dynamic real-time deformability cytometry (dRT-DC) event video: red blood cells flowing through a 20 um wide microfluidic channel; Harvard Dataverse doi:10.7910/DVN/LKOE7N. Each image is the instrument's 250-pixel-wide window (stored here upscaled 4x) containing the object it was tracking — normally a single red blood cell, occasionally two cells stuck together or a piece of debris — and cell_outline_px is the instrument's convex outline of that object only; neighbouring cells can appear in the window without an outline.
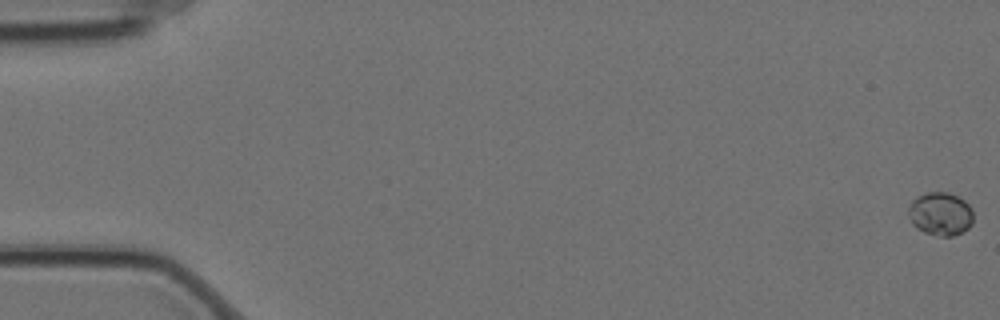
{"species": "Egyptian fruit bat (a non-hibernating species)", "species_latin": "Rousettus aegyptiacus", "temperature_condition": "cold", "stored_images_in_passage": 5, "camera_frame_rate_fps": 3000, "um_per_image_px": 0.085, "animal": {"sex": "female"}, "frame": {"image": 1, "passage_image": 1, "time_ms": 0.0, "image_size_px": [1000, 320], "cell_outline_px": [[972, 224], [968, 228], [952, 236], [940, 236], [924, 232], [916, 228], [912, 224], [908, 216], [908, 208], [912, 200], [916, 196], [928, 192], [948, 192], [964, 200], [968, 204], [972, 212]], "centroid_in_image_um": [79.9, 18.17], "position_along_channel_um": 5.1, "area_um2": 16.36}}
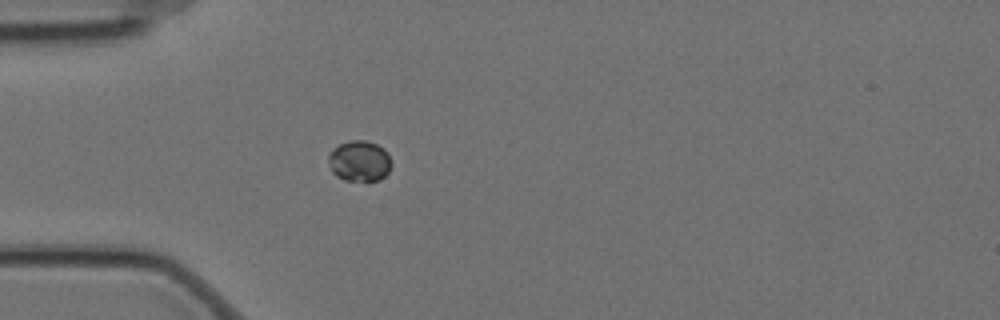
{"frame": {"image": 2, "passage_image": 5, "time_ms": 1.333, "image_size_px": [1000, 320], "cell_outline_px": [[392, 164], [388, 172], [380, 180], [344, 180], [336, 176], [332, 172], [328, 160], [328, 156], [340, 144], [352, 140], [364, 140], [376, 144], [384, 148], [388, 152]], "centroid_in_image_um": [30.58, 13.69], "position_along_channel_um": 54.4, "area_um2": 14.85}}